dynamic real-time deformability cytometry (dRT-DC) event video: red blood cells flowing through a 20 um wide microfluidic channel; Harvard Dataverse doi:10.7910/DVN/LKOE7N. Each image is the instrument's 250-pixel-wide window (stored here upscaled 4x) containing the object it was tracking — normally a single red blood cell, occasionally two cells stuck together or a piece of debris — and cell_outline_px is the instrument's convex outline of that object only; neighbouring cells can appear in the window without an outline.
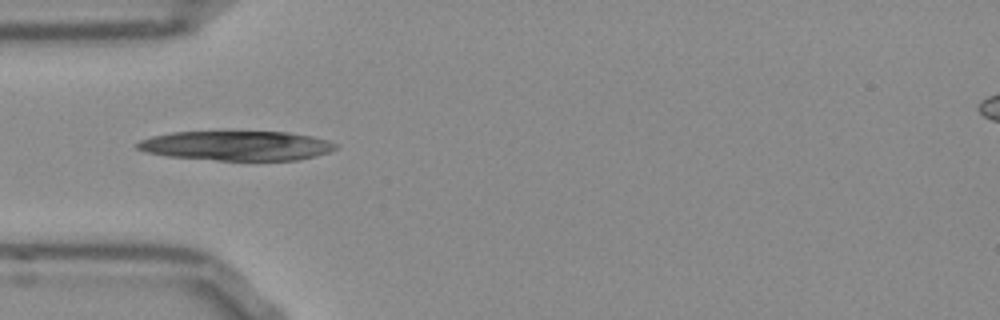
{"species": "Egyptian fruit bat (a non-hibernating species)", "species_latin": "Rousettus aegyptiacus", "temperature_condition": "room temperature", "stored_images_in_passage": 38, "camera_frame_rate_fps": 3000, "um_per_image_px": 0.085, "frame": {"image": 1, "passage_image": 1, "time_ms": 0.0, "image_size_px": [1000, 320], "cell_outline_px": [[340, 144], [336, 148], [328, 152], [316, 156], [296, 160], [216, 160], [168, 156], [148, 152], [136, 148], [136, 144], [140, 140], [152, 136], [172, 132], [288, 132], [312, 136], [328, 140]], "centroid_in_image_um": [20.15, 12.38], "position_along_channel_um": 64.9, "area_um2": 34.04}}
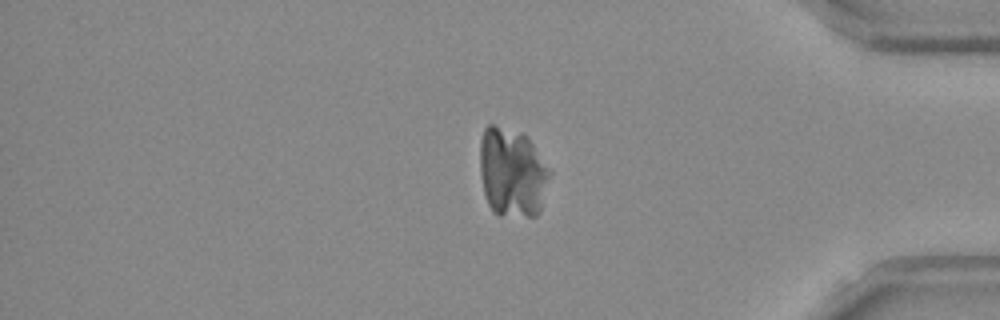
{"frame": {"image": 2, "passage_image": 29, "time_ms": 9.333, "image_size_px": [1000, 320], "cell_outline_px": [[552, 172], [540, 212], [536, 216], [500, 216], [492, 212], [488, 204], [484, 192], [480, 172], [480, 140], [484, 128], [488, 124], [492, 124], [520, 132], [532, 144], [552, 168]], "centroid_in_image_um": [43.55, 14.69], "position_along_channel_um": 391.6, "area_um2": 36.88}}
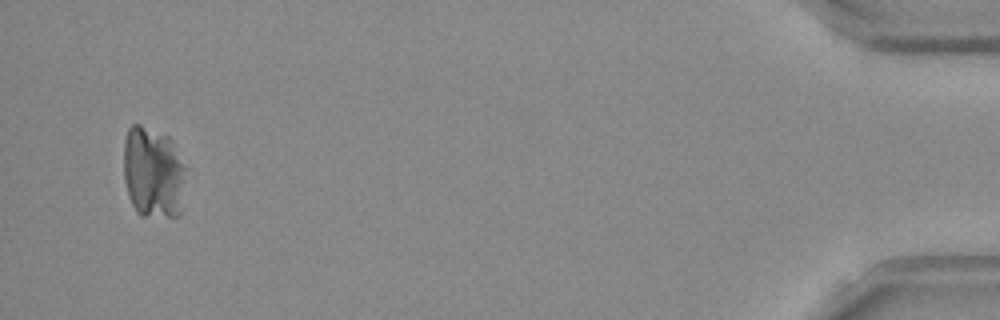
{"frame": {"image": 3, "passage_image": 36, "time_ms": 11.667, "image_size_px": [1000, 320], "cell_outline_px": [[184, 168], [180, 216], [140, 216], [136, 212], [128, 196], [124, 180], [124, 140], [128, 128], [132, 124], [140, 124], [168, 136], [172, 140], [184, 164]], "centroid_in_image_um": [12.98, 14.66], "position_along_channel_um": 422.2, "area_um2": 33.23}}